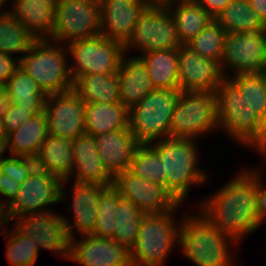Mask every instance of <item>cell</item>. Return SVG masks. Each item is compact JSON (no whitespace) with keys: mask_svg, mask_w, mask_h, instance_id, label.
Returning <instances> with one entry per match:
<instances>
[{"mask_svg":"<svg viewBox=\"0 0 266 266\" xmlns=\"http://www.w3.org/2000/svg\"><path fill=\"white\" fill-rule=\"evenodd\" d=\"M256 171H243L201 205L204 210L200 214L237 242L262 225L257 212Z\"/></svg>","mask_w":266,"mask_h":266,"instance_id":"6da1fadb","label":"cell"},{"mask_svg":"<svg viewBox=\"0 0 266 266\" xmlns=\"http://www.w3.org/2000/svg\"><path fill=\"white\" fill-rule=\"evenodd\" d=\"M219 125L232 138L266 154V124L249 108L239 87L227 76L216 90Z\"/></svg>","mask_w":266,"mask_h":266,"instance_id":"7a4b0ae2","label":"cell"},{"mask_svg":"<svg viewBox=\"0 0 266 266\" xmlns=\"http://www.w3.org/2000/svg\"><path fill=\"white\" fill-rule=\"evenodd\" d=\"M195 139L165 138L148 145L162 161V185L179 202H184L192 184L206 180L205 173L197 165Z\"/></svg>","mask_w":266,"mask_h":266,"instance_id":"3957f363","label":"cell"},{"mask_svg":"<svg viewBox=\"0 0 266 266\" xmlns=\"http://www.w3.org/2000/svg\"><path fill=\"white\" fill-rule=\"evenodd\" d=\"M229 240V241H228ZM233 237L211 225L201 214L186 216L179 225V241L184 255L198 266H231L229 242Z\"/></svg>","mask_w":266,"mask_h":266,"instance_id":"277c9868","label":"cell"},{"mask_svg":"<svg viewBox=\"0 0 266 266\" xmlns=\"http://www.w3.org/2000/svg\"><path fill=\"white\" fill-rule=\"evenodd\" d=\"M64 49L51 43L50 39H37L25 56L18 59L19 67L46 95L64 93L73 88Z\"/></svg>","mask_w":266,"mask_h":266,"instance_id":"5b68a950","label":"cell"},{"mask_svg":"<svg viewBox=\"0 0 266 266\" xmlns=\"http://www.w3.org/2000/svg\"><path fill=\"white\" fill-rule=\"evenodd\" d=\"M145 214L135 245L130 250L131 266H162L179 241V224L173 222V212Z\"/></svg>","mask_w":266,"mask_h":266,"instance_id":"8992f818","label":"cell"},{"mask_svg":"<svg viewBox=\"0 0 266 266\" xmlns=\"http://www.w3.org/2000/svg\"><path fill=\"white\" fill-rule=\"evenodd\" d=\"M180 92L154 89L129 109V129L140 144L169 138L172 114Z\"/></svg>","mask_w":266,"mask_h":266,"instance_id":"52a82bcc","label":"cell"},{"mask_svg":"<svg viewBox=\"0 0 266 266\" xmlns=\"http://www.w3.org/2000/svg\"><path fill=\"white\" fill-rule=\"evenodd\" d=\"M220 127L215 92L181 91L174 106L169 138L196 139Z\"/></svg>","mask_w":266,"mask_h":266,"instance_id":"ba28073f","label":"cell"},{"mask_svg":"<svg viewBox=\"0 0 266 266\" xmlns=\"http://www.w3.org/2000/svg\"><path fill=\"white\" fill-rule=\"evenodd\" d=\"M67 48L75 62L69 66L73 82L84 75L117 73L125 56L124 44L103 34L73 41Z\"/></svg>","mask_w":266,"mask_h":266,"instance_id":"9c48e42d","label":"cell"},{"mask_svg":"<svg viewBox=\"0 0 266 266\" xmlns=\"http://www.w3.org/2000/svg\"><path fill=\"white\" fill-rule=\"evenodd\" d=\"M101 34L99 0H56L51 37L55 44ZM63 41V42H62Z\"/></svg>","mask_w":266,"mask_h":266,"instance_id":"30bf717a","label":"cell"},{"mask_svg":"<svg viewBox=\"0 0 266 266\" xmlns=\"http://www.w3.org/2000/svg\"><path fill=\"white\" fill-rule=\"evenodd\" d=\"M65 183L67 184V179L62 181L56 175L35 167L27 179L21 183L13 200L5 204L6 222L28 212L44 211L43 208L48 205L64 200L65 193L62 186Z\"/></svg>","mask_w":266,"mask_h":266,"instance_id":"8fae6325","label":"cell"},{"mask_svg":"<svg viewBox=\"0 0 266 266\" xmlns=\"http://www.w3.org/2000/svg\"><path fill=\"white\" fill-rule=\"evenodd\" d=\"M180 46L174 19L167 7L148 5L140 14L131 37L124 44V49L126 52L132 47L149 53L178 49Z\"/></svg>","mask_w":266,"mask_h":266,"instance_id":"7c38bea8","label":"cell"},{"mask_svg":"<svg viewBox=\"0 0 266 266\" xmlns=\"http://www.w3.org/2000/svg\"><path fill=\"white\" fill-rule=\"evenodd\" d=\"M230 67L235 74L266 71V29L227 33L220 63L223 76L224 68Z\"/></svg>","mask_w":266,"mask_h":266,"instance_id":"4fadbf2b","label":"cell"},{"mask_svg":"<svg viewBox=\"0 0 266 266\" xmlns=\"http://www.w3.org/2000/svg\"><path fill=\"white\" fill-rule=\"evenodd\" d=\"M44 113L51 136L73 140L85 133V103L73 89L47 95Z\"/></svg>","mask_w":266,"mask_h":266,"instance_id":"5bb4252c","label":"cell"},{"mask_svg":"<svg viewBox=\"0 0 266 266\" xmlns=\"http://www.w3.org/2000/svg\"><path fill=\"white\" fill-rule=\"evenodd\" d=\"M14 227L20 234L32 239L37 248L55 251L69 258L70 239L65 222L60 215L48 211L28 212L16 218Z\"/></svg>","mask_w":266,"mask_h":266,"instance_id":"9a60e30c","label":"cell"},{"mask_svg":"<svg viewBox=\"0 0 266 266\" xmlns=\"http://www.w3.org/2000/svg\"><path fill=\"white\" fill-rule=\"evenodd\" d=\"M113 186L119 191L121 197L130 200L146 214L178 209L182 204L164 185L141 179L129 170L118 174L114 178Z\"/></svg>","mask_w":266,"mask_h":266,"instance_id":"2e32d148","label":"cell"},{"mask_svg":"<svg viewBox=\"0 0 266 266\" xmlns=\"http://www.w3.org/2000/svg\"><path fill=\"white\" fill-rule=\"evenodd\" d=\"M180 91L216 92L224 79L220 63L205 58L186 45L178 48Z\"/></svg>","mask_w":266,"mask_h":266,"instance_id":"e0dca14e","label":"cell"},{"mask_svg":"<svg viewBox=\"0 0 266 266\" xmlns=\"http://www.w3.org/2000/svg\"><path fill=\"white\" fill-rule=\"evenodd\" d=\"M82 238L79 242L70 240L68 259L84 266H131L130 251L114 239L93 235H83Z\"/></svg>","mask_w":266,"mask_h":266,"instance_id":"ac0fdd59","label":"cell"},{"mask_svg":"<svg viewBox=\"0 0 266 266\" xmlns=\"http://www.w3.org/2000/svg\"><path fill=\"white\" fill-rule=\"evenodd\" d=\"M101 34L125 44L140 14L149 5L145 0H99Z\"/></svg>","mask_w":266,"mask_h":266,"instance_id":"d6986e66","label":"cell"},{"mask_svg":"<svg viewBox=\"0 0 266 266\" xmlns=\"http://www.w3.org/2000/svg\"><path fill=\"white\" fill-rule=\"evenodd\" d=\"M94 139L103 166L113 178L129 170L135 150L140 145L129 127Z\"/></svg>","mask_w":266,"mask_h":266,"instance_id":"ffe728a7","label":"cell"},{"mask_svg":"<svg viewBox=\"0 0 266 266\" xmlns=\"http://www.w3.org/2000/svg\"><path fill=\"white\" fill-rule=\"evenodd\" d=\"M73 193V225L64 216L67 234L70 240L74 239L73 228L77 229L80 235H91L95 229L97 218V207L101 193L109 186L96 183H80L74 181Z\"/></svg>","mask_w":266,"mask_h":266,"instance_id":"44dd1931","label":"cell"},{"mask_svg":"<svg viewBox=\"0 0 266 266\" xmlns=\"http://www.w3.org/2000/svg\"><path fill=\"white\" fill-rule=\"evenodd\" d=\"M74 153L73 173L76 182L112 186L114 178L104 168L94 136L83 133L72 140Z\"/></svg>","mask_w":266,"mask_h":266,"instance_id":"7402d4cb","label":"cell"},{"mask_svg":"<svg viewBox=\"0 0 266 266\" xmlns=\"http://www.w3.org/2000/svg\"><path fill=\"white\" fill-rule=\"evenodd\" d=\"M125 60L123 56L117 76L120 103L130 109L153 91L154 86L147 67L139 57Z\"/></svg>","mask_w":266,"mask_h":266,"instance_id":"603a6c76","label":"cell"},{"mask_svg":"<svg viewBox=\"0 0 266 266\" xmlns=\"http://www.w3.org/2000/svg\"><path fill=\"white\" fill-rule=\"evenodd\" d=\"M55 3L56 0H14L9 12L37 39H48L54 26Z\"/></svg>","mask_w":266,"mask_h":266,"instance_id":"cb8c5ba5","label":"cell"},{"mask_svg":"<svg viewBox=\"0 0 266 266\" xmlns=\"http://www.w3.org/2000/svg\"><path fill=\"white\" fill-rule=\"evenodd\" d=\"M73 164L72 139L51 135L40 146L35 158L36 168L56 175L62 181L72 177Z\"/></svg>","mask_w":266,"mask_h":266,"instance_id":"d4e9b609","label":"cell"},{"mask_svg":"<svg viewBox=\"0 0 266 266\" xmlns=\"http://www.w3.org/2000/svg\"><path fill=\"white\" fill-rule=\"evenodd\" d=\"M48 135L44 111L34 114L19 128L7 134L9 151L12 156L35 159Z\"/></svg>","mask_w":266,"mask_h":266,"instance_id":"484cf974","label":"cell"},{"mask_svg":"<svg viewBox=\"0 0 266 266\" xmlns=\"http://www.w3.org/2000/svg\"><path fill=\"white\" fill-rule=\"evenodd\" d=\"M129 127V109L120 102L85 104V133L98 136Z\"/></svg>","mask_w":266,"mask_h":266,"instance_id":"4316f807","label":"cell"},{"mask_svg":"<svg viewBox=\"0 0 266 266\" xmlns=\"http://www.w3.org/2000/svg\"><path fill=\"white\" fill-rule=\"evenodd\" d=\"M165 6L174 19L181 45H186L214 21V18L196 0H181L178 6L174 2Z\"/></svg>","mask_w":266,"mask_h":266,"instance_id":"83f0119b","label":"cell"},{"mask_svg":"<svg viewBox=\"0 0 266 266\" xmlns=\"http://www.w3.org/2000/svg\"><path fill=\"white\" fill-rule=\"evenodd\" d=\"M137 57L147 67L154 89L180 91L178 49L152 51Z\"/></svg>","mask_w":266,"mask_h":266,"instance_id":"f1b7e54d","label":"cell"},{"mask_svg":"<svg viewBox=\"0 0 266 266\" xmlns=\"http://www.w3.org/2000/svg\"><path fill=\"white\" fill-rule=\"evenodd\" d=\"M72 89L85 104L120 102L117 73L80 76L73 82Z\"/></svg>","mask_w":266,"mask_h":266,"instance_id":"f546056e","label":"cell"},{"mask_svg":"<svg viewBox=\"0 0 266 266\" xmlns=\"http://www.w3.org/2000/svg\"><path fill=\"white\" fill-rule=\"evenodd\" d=\"M4 88L8 91L13 104L23 109H30L35 114L44 111L47 95L20 67L15 70Z\"/></svg>","mask_w":266,"mask_h":266,"instance_id":"4dcf8cb0","label":"cell"},{"mask_svg":"<svg viewBox=\"0 0 266 266\" xmlns=\"http://www.w3.org/2000/svg\"><path fill=\"white\" fill-rule=\"evenodd\" d=\"M214 21L226 33L266 29V24L254 11L248 0H233L214 18Z\"/></svg>","mask_w":266,"mask_h":266,"instance_id":"1f68e13d","label":"cell"},{"mask_svg":"<svg viewBox=\"0 0 266 266\" xmlns=\"http://www.w3.org/2000/svg\"><path fill=\"white\" fill-rule=\"evenodd\" d=\"M146 213L142 212L130 200L121 197L115 213L114 239L129 251L135 245L142 219Z\"/></svg>","mask_w":266,"mask_h":266,"instance_id":"d6a6232c","label":"cell"},{"mask_svg":"<svg viewBox=\"0 0 266 266\" xmlns=\"http://www.w3.org/2000/svg\"><path fill=\"white\" fill-rule=\"evenodd\" d=\"M36 40L9 11L0 13V53L24 55Z\"/></svg>","mask_w":266,"mask_h":266,"instance_id":"836d02e7","label":"cell"},{"mask_svg":"<svg viewBox=\"0 0 266 266\" xmlns=\"http://www.w3.org/2000/svg\"><path fill=\"white\" fill-rule=\"evenodd\" d=\"M230 79L241 90L249 108L266 124L265 72L241 73Z\"/></svg>","mask_w":266,"mask_h":266,"instance_id":"e575fe53","label":"cell"},{"mask_svg":"<svg viewBox=\"0 0 266 266\" xmlns=\"http://www.w3.org/2000/svg\"><path fill=\"white\" fill-rule=\"evenodd\" d=\"M226 34L221 26L212 21L186 46L205 58L221 63Z\"/></svg>","mask_w":266,"mask_h":266,"instance_id":"d590c367","label":"cell"},{"mask_svg":"<svg viewBox=\"0 0 266 266\" xmlns=\"http://www.w3.org/2000/svg\"><path fill=\"white\" fill-rule=\"evenodd\" d=\"M121 198L119 191L112 185L107 187L100 195L97 207L95 229L91 235L98 238H113L115 234V213L118 200Z\"/></svg>","mask_w":266,"mask_h":266,"instance_id":"8d00e7d4","label":"cell"},{"mask_svg":"<svg viewBox=\"0 0 266 266\" xmlns=\"http://www.w3.org/2000/svg\"><path fill=\"white\" fill-rule=\"evenodd\" d=\"M129 171L141 179L162 184V161L148 144L136 148Z\"/></svg>","mask_w":266,"mask_h":266,"instance_id":"74e56055","label":"cell"},{"mask_svg":"<svg viewBox=\"0 0 266 266\" xmlns=\"http://www.w3.org/2000/svg\"><path fill=\"white\" fill-rule=\"evenodd\" d=\"M11 231L6 251L11 266H33L39 254L37 244L20 234L14 226Z\"/></svg>","mask_w":266,"mask_h":266,"instance_id":"f35d334b","label":"cell"},{"mask_svg":"<svg viewBox=\"0 0 266 266\" xmlns=\"http://www.w3.org/2000/svg\"><path fill=\"white\" fill-rule=\"evenodd\" d=\"M36 167L35 159L12 156L1 160V173H4L18 183H23Z\"/></svg>","mask_w":266,"mask_h":266,"instance_id":"ab89813d","label":"cell"},{"mask_svg":"<svg viewBox=\"0 0 266 266\" xmlns=\"http://www.w3.org/2000/svg\"><path fill=\"white\" fill-rule=\"evenodd\" d=\"M35 113L30 109H23L15 104H11L8 112L3 117L6 134L16 130Z\"/></svg>","mask_w":266,"mask_h":266,"instance_id":"60d3db41","label":"cell"},{"mask_svg":"<svg viewBox=\"0 0 266 266\" xmlns=\"http://www.w3.org/2000/svg\"><path fill=\"white\" fill-rule=\"evenodd\" d=\"M19 67V60H13L11 54L0 53V86L4 87Z\"/></svg>","mask_w":266,"mask_h":266,"instance_id":"b9f144b4","label":"cell"},{"mask_svg":"<svg viewBox=\"0 0 266 266\" xmlns=\"http://www.w3.org/2000/svg\"><path fill=\"white\" fill-rule=\"evenodd\" d=\"M20 183L16 182L10 176L0 173V205L4 208V202L2 203L1 196L3 195L7 200V204L10 203L16 196V193L20 187Z\"/></svg>","mask_w":266,"mask_h":266,"instance_id":"7bdbcfd3","label":"cell"},{"mask_svg":"<svg viewBox=\"0 0 266 266\" xmlns=\"http://www.w3.org/2000/svg\"><path fill=\"white\" fill-rule=\"evenodd\" d=\"M213 18H215L233 0H196Z\"/></svg>","mask_w":266,"mask_h":266,"instance_id":"ee69618b","label":"cell"},{"mask_svg":"<svg viewBox=\"0 0 266 266\" xmlns=\"http://www.w3.org/2000/svg\"><path fill=\"white\" fill-rule=\"evenodd\" d=\"M259 171L256 172V184L258 187V194H257V212L262 223L266 218V188L262 187V183H260Z\"/></svg>","mask_w":266,"mask_h":266,"instance_id":"f6af8a7d","label":"cell"},{"mask_svg":"<svg viewBox=\"0 0 266 266\" xmlns=\"http://www.w3.org/2000/svg\"><path fill=\"white\" fill-rule=\"evenodd\" d=\"M12 104L11 97L9 96L8 91L2 87L0 89V116L4 117L8 112Z\"/></svg>","mask_w":266,"mask_h":266,"instance_id":"bcb514c9","label":"cell"},{"mask_svg":"<svg viewBox=\"0 0 266 266\" xmlns=\"http://www.w3.org/2000/svg\"><path fill=\"white\" fill-rule=\"evenodd\" d=\"M251 7L266 24V0H248Z\"/></svg>","mask_w":266,"mask_h":266,"instance_id":"7dc6e473","label":"cell"},{"mask_svg":"<svg viewBox=\"0 0 266 266\" xmlns=\"http://www.w3.org/2000/svg\"><path fill=\"white\" fill-rule=\"evenodd\" d=\"M7 149L9 150L8 136H0V161L5 159L2 154H4Z\"/></svg>","mask_w":266,"mask_h":266,"instance_id":"c3c4849f","label":"cell"},{"mask_svg":"<svg viewBox=\"0 0 266 266\" xmlns=\"http://www.w3.org/2000/svg\"><path fill=\"white\" fill-rule=\"evenodd\" d=\"M149 5H166L174 0H145Z\"/></svg>","mask_w":266,"mask_h":266,"instance_id":"681fc988","label":"cell"},{"mask_svg":"<svg viewBox=\"0 0 266 266\" xmlns=\"http://www.w3.org/2000/svg\"><path fill=\"white\" fill-rule=\"evenodd\" d=\"M5 135L7 134L4 126V119L3 117L0 116V136H5Z\"/></svg>","mask_w":266,"mask_h":266,"instance_id":"f907efd6","label":"cell"},{"mask_svg":"<svg viewBox=\"0 0 266 266\" xmlns=\"http://www.w3.org/2000/svg\"><path fill=\"white\" fill-rule=\"evenodd\" d=\"M4 223L6 224L4 208L0 205V227H2Z\"/></svg>","mask_w":266,"mask_h":266,"instance_id":"816d5d0a","label":"cell"},{"mask_svg":"<svg viewBox=\"0 0 266 266\" xmlns=\"http://www.w3.org/2000/svg\"><path fill=\"white\" fill-rule=\"evenodd\" d=\"M6 0H0V8L2 7L3 4H5Z\"/></svg>","mask_w":266,"mask_h":266,"instance_id":"f5cc1de1","label":"cell"}]
</instances>
